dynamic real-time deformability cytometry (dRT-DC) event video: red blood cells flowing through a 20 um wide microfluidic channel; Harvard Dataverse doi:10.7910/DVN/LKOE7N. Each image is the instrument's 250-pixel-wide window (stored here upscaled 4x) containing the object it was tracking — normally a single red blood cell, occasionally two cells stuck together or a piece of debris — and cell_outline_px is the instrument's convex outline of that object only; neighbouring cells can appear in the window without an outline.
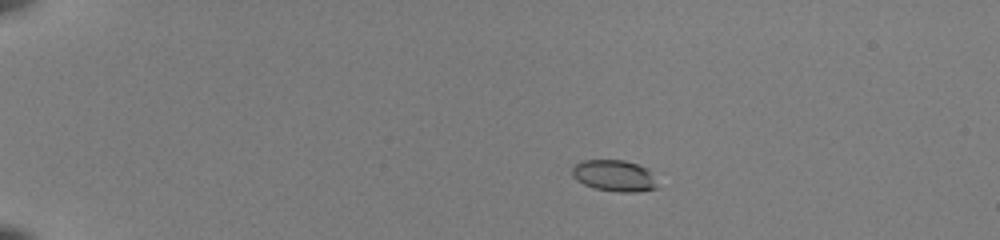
{"species": "common noctule bat (a hibernating species)", "species_latin": "Nyctalus noctula", "temperature_condition": "room temperature", "stored_images_in_passage": 54, "camera_frame_rate_fps": 3000, "um_per_image_px": 0.085, "animal": {"sex": "female", "body_mass_g": 22.0, "forearm_length_mm": 56.7}, "frame": {"image": 1, "passage_image": 12, "time_ms": 3.667, "image_size_px": [1000, 240], "cell_outline_px": [[660, 188], [636, 192], [620, 192], [596, 188], [584, 184], [576, 180], [572, 176], [572, 168], [576, 164], [584, 160], [624, 160], [648, 168]], "centroid_in_image_um": [52.24, 14.94], "position_along_channel_um": 32.8, "area_um2": 15.61}}
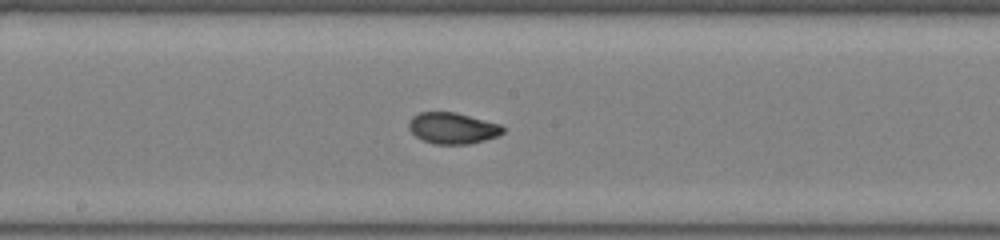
{"frame": {"image": 2, "passage_image": 32, "time_ms": 10.333, "image_size_px": [1000, 240], "cell_outline_px": [[504, 132], [496, 136], [484, 140], [468, 144], [432, 144], [416, 136], [408, 128], [408, 120], [412, 116], [420, 112], [456, 112], [500, 124], [504, 128]], "centroid_in_image_um": [38.44, 10.89], "position_along_channel_um": 209.8, "area_um2": 17.11}}
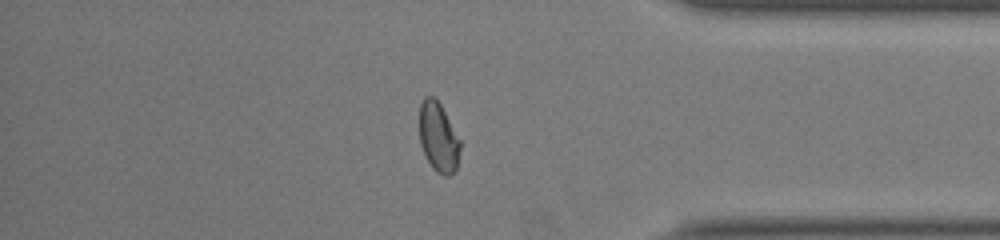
{"frame": {"image": 3, "passage_image": 47, "time_ms": 15.333, "image_size_px": [1000, 240], "cell_outline_px": [[460, 148], [456, 172], [448, 176], [444, 176], [436, 172], [432, 168], [420, 144], [420, 104], [424, 96], [432, 96], [440, 104], [460, 140]], "centroid_in_image_um": [37.27, 11.7], "position_along_channel_um": 397.9, "area_um2": 16.42}, "authors_computed_cell_mechanics": {"area_um2": 17.1377, "velocity_mm_per_s": 4.01, "shape_relaxation_time_tau1_ms": 5.5965, "shape_relaxation_time_tau2_ms": 0.8631, "deformation_change_tau1": 0.1738, "deformation_change_tau2": 0.0512}}